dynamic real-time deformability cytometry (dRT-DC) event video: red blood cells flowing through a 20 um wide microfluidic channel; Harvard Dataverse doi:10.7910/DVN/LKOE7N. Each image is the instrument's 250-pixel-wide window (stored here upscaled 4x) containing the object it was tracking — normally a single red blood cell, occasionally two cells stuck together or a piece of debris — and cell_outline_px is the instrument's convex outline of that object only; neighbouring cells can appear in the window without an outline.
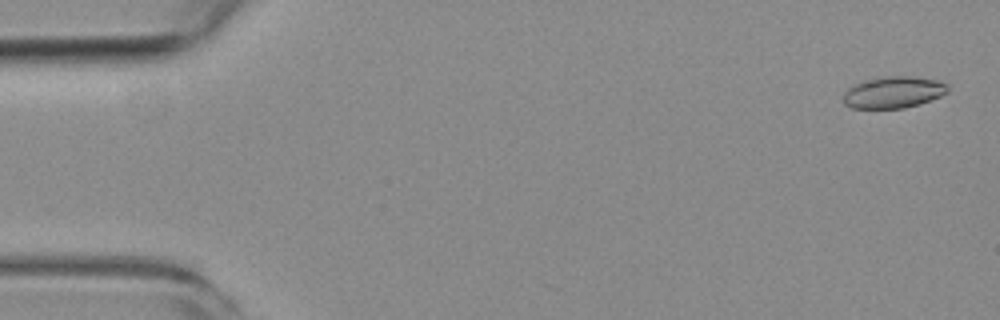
{"species": "common noctule bat (a hibernating species)", "species_latin": "Nyctalus noctula", "temperature_condition": "room temperature", "stored_images_in_passage": 5, "camera_frame_rate_fps": 3000, "um_per_image_px": 0.085, "animal": {"sex": "female", "body_mass_g": 19.3, "forearm_length_mm": 54.1}, "frame": {"image": 1, "passage_image": 1, "time_ms": 0.0, "image_size_px": [1000, 320], "cell_outline_px": [[948, 92], [940, 96], [904, 108], [852, 108], [844, 104], [844, 92], [848, 88], [864, 80], [888, 76], [912, 76], [936, 80], [948, 84]], "centroid_in_image_um": [75.93, 7.84], "position_along_channel_um": 9.1, "area_um2": 19.02}}
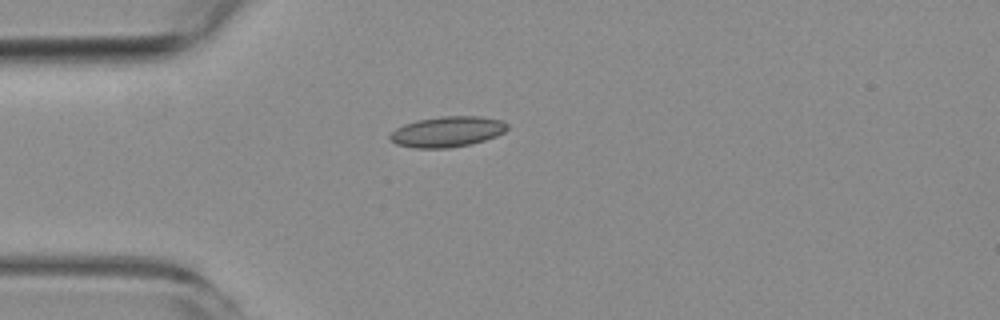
{"frame": {"image": 2, "passage_image": 5, "time_ms": 4.333, "image_size_px": [1000, 320], "cell_outline_px": [[508, 128], [504, 132], [496, 136], [472, 144], [448, 148], [416, 148], [396, 144], [388, 136], [396, 128], [404, 124], [416, 120], [440, 116], [480, 116], [504, 120], [508, 124]], "centroid_in_image_um": [38.04, 11.18], "position_along_channel_um": 47.0, "area_um2": 21.04}}